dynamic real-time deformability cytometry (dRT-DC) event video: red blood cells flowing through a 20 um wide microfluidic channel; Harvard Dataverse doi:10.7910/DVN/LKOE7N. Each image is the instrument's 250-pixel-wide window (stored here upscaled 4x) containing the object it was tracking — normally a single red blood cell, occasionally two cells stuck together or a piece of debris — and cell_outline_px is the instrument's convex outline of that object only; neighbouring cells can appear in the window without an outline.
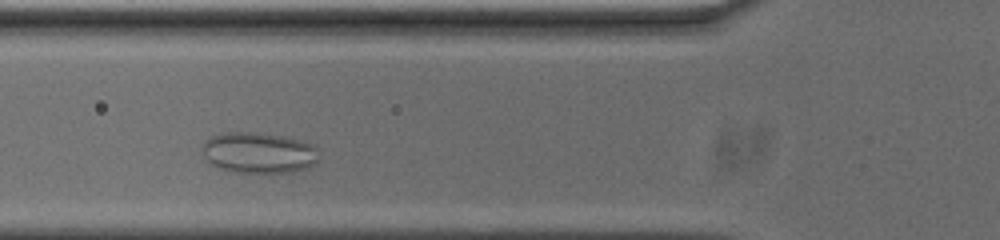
{"species": "common noctule bat (a hibernating species)", "species_latin": "Nyctalus noctula", "temperature_condition": "cold", "stored_images_in_passage": 34, "camera_frame_rate_fps": 3000, "um_per_image_px": 0.085, "animal": {"sex": "male", "body_mass_g": 20.0, "forearm_length_mm": 53.3}, "frame": {"image": 1, "passage_image": 9, "time_ms": 2.667, "image_size_px": [1000, 240], "cell_outline_px": [[316, 164], [308, 168], [292, 172], [236, 172], [212, 164], [208, 160], [204, 152], [204, 144], [212, 136], [224, 132], [256, 132], [284, 136], [316, 144]], "centroid_in_image_um": [22.06, 12.97], "position_along_channel_um": 103.7, "area_um2": 27.46}}
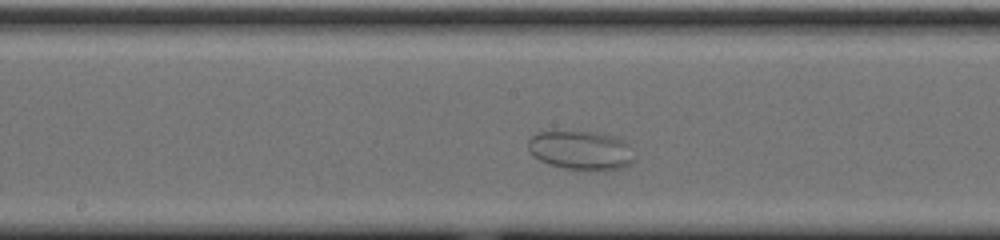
{"frame": {"image": 2, "passage_image": 17, "time_ms": 5.333, "image_size_px": [1000, 240], "cell_outline_px": [[632, 164], [624, 168], [604, 172], [564, 168], [548, 164], [532, 156], [528, 148], [528, 140], [532, 136], [540, 132], [592, 132], [612, 136], [624, 140], [628, 144], [632, 160]], "centroid_in_image_um": [49.37, 12.82], "position_along_channel_um": 198.8, "area_um2": 24.22}}
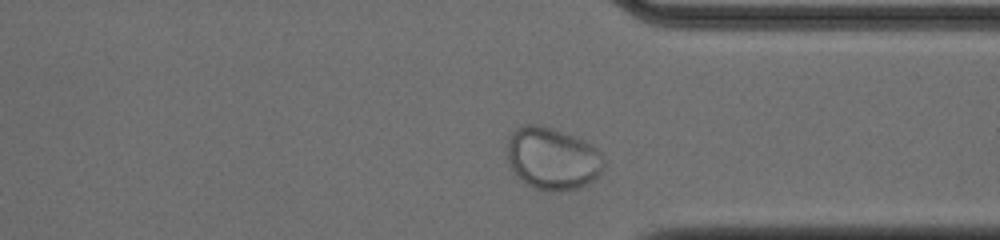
{"frame": {"image": 3, "passage_image": 31, "time_ms": 10.0, "image_size_px": [1000, 240], "cell_outline_px": [[604, 168], [592, 180], [580, 188], [536, 188], [528, 184], [512, 168], [508, 160], [508, 140], [512, 132], [516, 128], [524, 124], [536, 124], [576, 136], [584, 140], [596, 148], [600, 152], [604, 160]], "centroid_in_image_um": [46.98, 13.41], "position_along_channel_um": 364.4, "area_um2": 34.04}}